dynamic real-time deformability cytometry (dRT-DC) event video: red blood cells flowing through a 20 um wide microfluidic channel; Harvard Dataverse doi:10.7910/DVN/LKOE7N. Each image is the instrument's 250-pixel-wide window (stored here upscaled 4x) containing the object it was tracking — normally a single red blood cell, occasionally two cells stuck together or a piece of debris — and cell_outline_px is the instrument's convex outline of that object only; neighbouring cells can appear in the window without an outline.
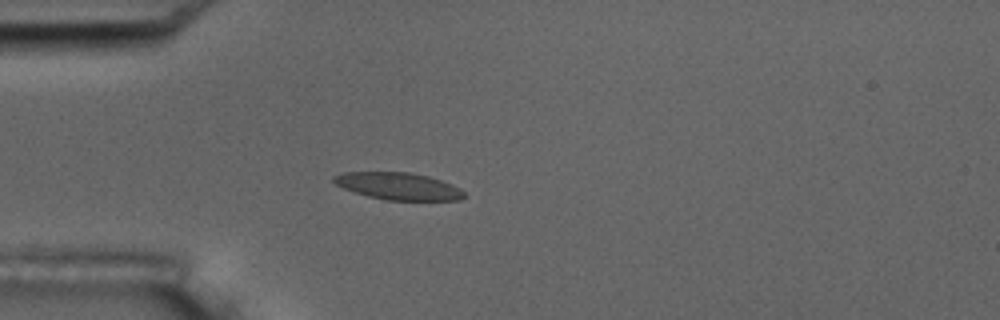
{"species": "common noctule bat (a hibernating species)", "species_latin": "Nyctalus noctula", "temperature_condition": "room temperature", "stored_images_in_passage": 3, "camera_frame_rate_fps": 3000, "um_per_image_px": 0.085, "animal": {"sex": "male", "body_mass_g": 17.5, "forearm_length_mm": 52.3}, "frame": {"image": 1, "passage_image": 3, "time_ms": 3.0, "image_size_px": [1000, 320], "cell_outline_px": [[464, 196], [460, 200], [384, 200], [368, 196], [344, 188], [336, 184], [332, 180], [332, 176], [344, 172], [412, 172], [428, 176], [452, 184], [460, 188], [464, 192]], "centroid_in_image_um": [33.86, 15.82], "position_along_channel_um": 51.1, "area_um2": 20.58}}